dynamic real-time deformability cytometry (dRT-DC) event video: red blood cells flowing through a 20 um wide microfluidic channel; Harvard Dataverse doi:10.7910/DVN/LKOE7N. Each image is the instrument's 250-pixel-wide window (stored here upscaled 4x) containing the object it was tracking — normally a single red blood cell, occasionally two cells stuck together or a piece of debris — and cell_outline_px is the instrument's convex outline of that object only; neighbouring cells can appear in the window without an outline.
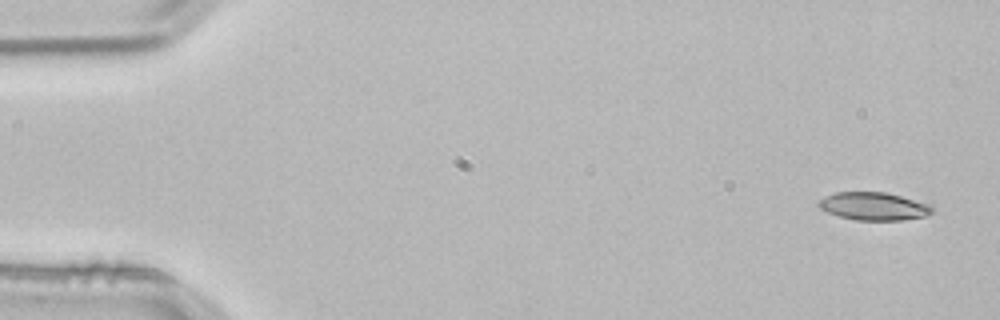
{"species": "common noctule bat (a hibernating species)", "species_latin": "Nyctalus noctula", "temperature_condition": "room temperature", "stored_images_in_passage": 3, "camera_frame_rate_fps": 3000, "um_per_image_px": 0.085, "animal": {"sex": "male", "body_mass_g": 21.5, "forearm_length_mm": 52.0}, "frame": {"image": 1, "passage_image": 1, "time_ms": 0.0, "image_size_px": [1000, 320], "cell_outline_px": [[936, 212], [928, 216], [904, 220], [856, 220], [840, 216], [828, 212], [820, 208], [816, 204], [824, 196], [836, 192], [884, 192], [900, 196], [928, 204]], "centroid_in_image_um": [74.28, 17.54], "position_along_channel_um": 10.7, "area_um2": 18.44}}
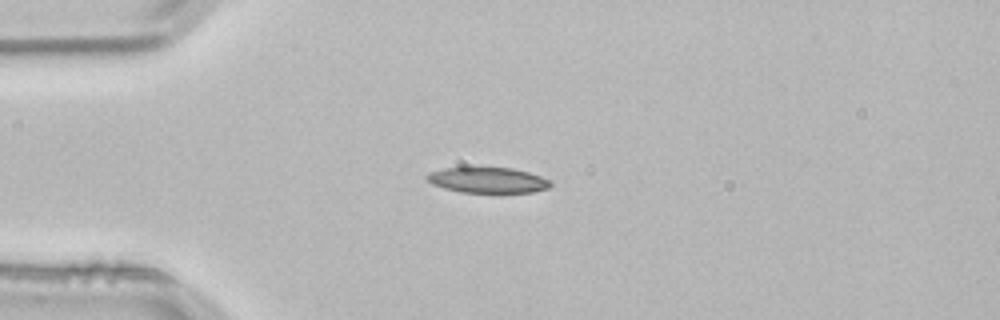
{"frame": {"image": 2, "passage_image": 3, "time_ms": 0.667, "image_size_px": [1000, 320], "cell_outline_px": [[552, 184], [548, 188], [532, 192], [460, 192], [444, 188], [432, 184], [424, 176], [428, 172], [444, 168], [512, 168], [528, 172], [552, 180]], "centroid_in_image_um": [41.45, 15.31], "position_along_channel_um": 43.5, "area_um2": 18.32}}